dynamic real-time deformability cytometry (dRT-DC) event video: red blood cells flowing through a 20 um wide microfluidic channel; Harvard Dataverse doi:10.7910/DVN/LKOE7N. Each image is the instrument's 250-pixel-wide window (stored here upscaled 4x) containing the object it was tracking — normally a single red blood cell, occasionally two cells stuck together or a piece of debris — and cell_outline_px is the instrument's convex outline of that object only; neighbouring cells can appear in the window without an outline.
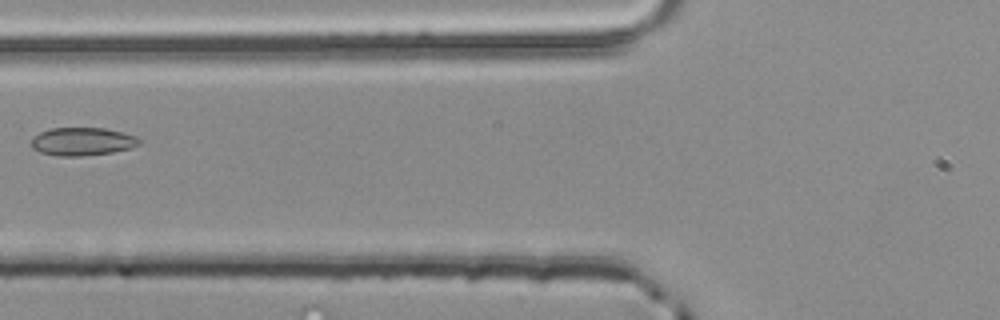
{"species": "common noctule bat (a hibernating species)", "species_latin": "Nyctalus noctula", "temperature_condition": "room temperature", "stored_images_in_passage": 4, "camera_frame_rate_fps": 3000, "um_per_image_px": 0.085, "animal": {"sex": "male", "body_mass_g": 20.4}, "frame": {"image": 1, "passage_image": 4, "time_ms": 1.0, "image_size_px": [1000, 320], "cell_outline_px": [[140, 144], [132, 148], [112, 152], [80, 156], [60, 156], [40, 152], [32, 148], [32, 140], [40, 132], [52, 128], [104, 128], [124, 132], [136, 136], [140, 140]], "centroid_in_image_um": [7.04, 12.02], "position_along_channel_um": 118.8, "area_um2": 17.57}}